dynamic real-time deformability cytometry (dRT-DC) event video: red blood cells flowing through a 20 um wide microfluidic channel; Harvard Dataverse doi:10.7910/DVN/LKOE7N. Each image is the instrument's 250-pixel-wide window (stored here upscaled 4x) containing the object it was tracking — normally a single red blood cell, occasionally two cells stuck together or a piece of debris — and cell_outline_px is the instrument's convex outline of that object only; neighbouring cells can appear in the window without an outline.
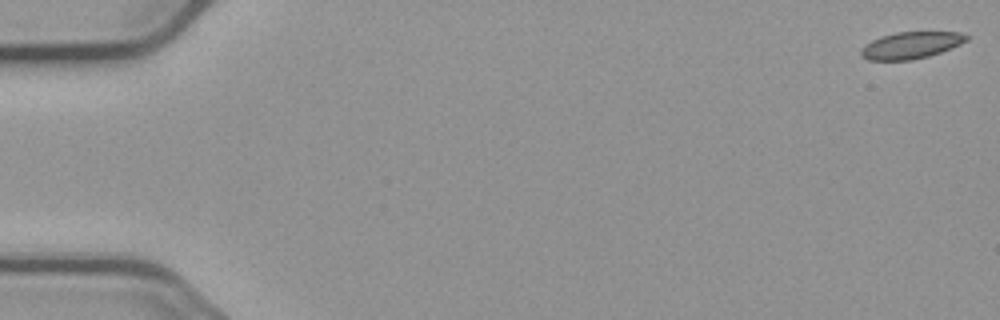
{"species": "common noctule bat (a hibernating species)", "species_latin": "Nyctalus noctula", "temperature_condition": "cold", "stored_images_in_passage": 56, "camera_frame_rate_fps": 3000, "um_per_image_px": 0.085, "animal": {"sex": "male", "body_mass_g": 23.1, "forearm_length_mm": 52.7}, "frame": {"image": 1, "passage_image": 1, "time_ms": 0.0, "image_size_px": [1000, 320], "cell_outline_px": [[968, 40], [960, 44], [940, 52], [928, 56], [912, 60], [868, 60], [860, 56], [860, 52], [864, 44], [880, 36], [896, 32], [960, 32], [968, 36]], "centroid_in_image_um": [77.39, 3.84], "position_along_channel_um": 7.6, "area_um2": 16.47}}
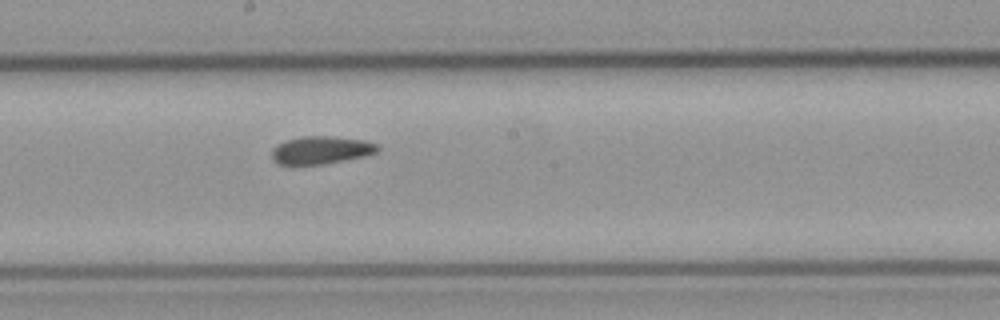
{"frame": {"image": 2, "passage_image": 31, "time_ms": 10.0, "image_size_px": [1000, 320], "cell_outline_px": [[380, 148], [376, 152], [364, 156], [324, 164], [276, 164], [272, 160], [272, 148], [276, 144], [300, 136], [332, 136], [364, 140], [376, 144]], "centroid_in_image_um": [27.25, 12.75], "position_along_channel_um": 220.9, "area_um2": 17.11}}
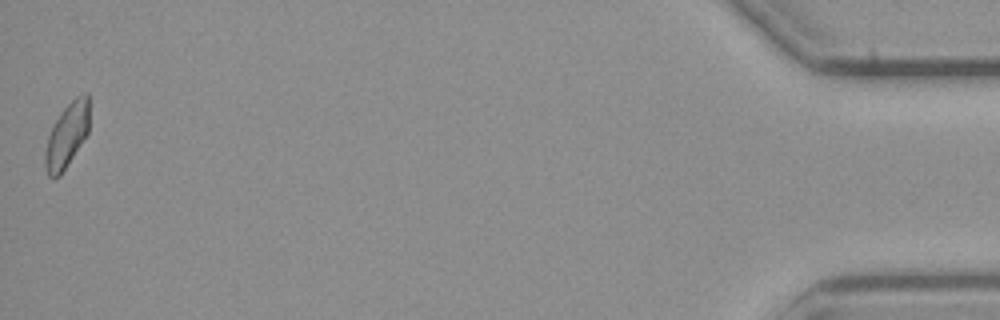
{"frame": {"image": 3, "passage_image": 56, "time_ms": 18.333, "image_size_px": [1000, 320], "cell_outline_px": [[88, 132], [60, 176], [48, 176], [44, 164], [44, 156], [48, 136], [52, 124], [60, 112], [76, 96], [84, 92], [88, 92]], "centroid_in_image_um": [5.66, 11.48], "position_along_channel_um": 429.5, "area_um2": 16.42}, "authors_computed_cell_mechanics": {"area_um2": 17.2244, "velocity_mm_per_s": 3.6927, "shape_relaxation_time_tau1_ms": null, "shape_relaxation_time_tau2_ms": 2.7835, "deformation_change_tau1": null, "deformation_change_tau2": 0.0768}}